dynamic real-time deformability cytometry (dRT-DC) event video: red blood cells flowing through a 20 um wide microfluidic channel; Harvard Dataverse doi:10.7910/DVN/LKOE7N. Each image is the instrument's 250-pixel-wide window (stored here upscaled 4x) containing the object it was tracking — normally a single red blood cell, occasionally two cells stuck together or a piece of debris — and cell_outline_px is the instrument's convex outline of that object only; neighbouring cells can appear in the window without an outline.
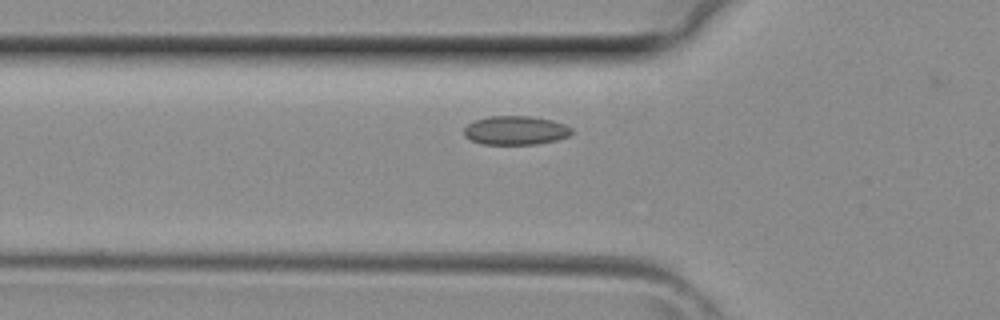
{"species": "common noctule bat (a hibernating species)", "species_latin": "Nyctalus noctula", "temperature_condition": "room temperature", "stored_images_in_passage": 4, "camera_frame_rate_fps": 3000, "um_per_image_px": 0.085, "animal": {"sex": "female", "body_mass_g": 29.2, "forearm_length_mm": 56.3}, "frame": {"image": 1, "passage_image": 3, "time_ms": 0.667, "image_size_px": [1000, 320], "cell_outline_px": [[572, 132], [568, 136], [556, 140], [536, 144], [480, 144], [464, 136], [464, 128], [468, 124], [476, 120], [492, 116], [528, 116], [552, 120], [564, 124], [572, 128]], "centroid_in_image_um": [43.82, 11.08], "position_along_channel_um": 82.0, "area_um2": 17.98}}